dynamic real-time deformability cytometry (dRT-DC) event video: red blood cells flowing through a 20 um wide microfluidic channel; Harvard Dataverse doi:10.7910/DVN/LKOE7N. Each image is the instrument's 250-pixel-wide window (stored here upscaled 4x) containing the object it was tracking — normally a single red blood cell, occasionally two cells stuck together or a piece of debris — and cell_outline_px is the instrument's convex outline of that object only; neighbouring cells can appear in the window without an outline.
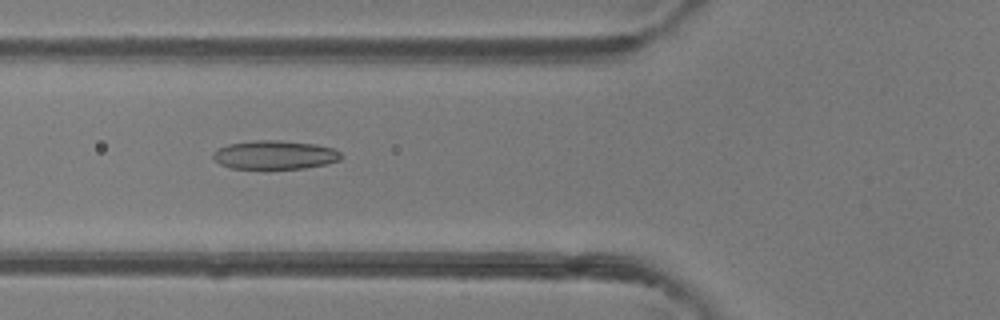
{"species": "common noctule bat (a hibernating species)", "species_latin": "Nyctalus noctula", "temperature_condition": "room temperature", "stored_images_in_passage": 48, "camera_frame_rate_fps": 3000, "um_per_image_px": 0.085, "animal": {"sex": "female"}, "frame": {"image": 1, "passage_image": 18, "time_ms": 5.667, "image_size_px": [1000, 320], "cell_outline_px": [[344, 156], [340, 160], [324, 164], [304, 168], [232, 168], [220, 164], [212, 156], [212, 152], [216, 148], [228, 144], [252, 140], [280, 140], [316, 144], [332, 148], [340, 152]], "centroid_in_image_um": [23.34, 13.15], "position_along_channel_um": 102.5, "area_um2": 21.44}}
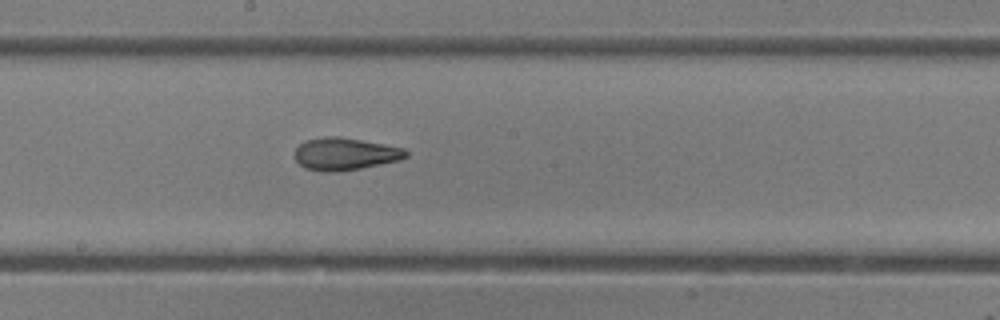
{"frame": {"image": 2, "passage_image": 26, "time_ms": 8.333, "image_size_px": [1000, 320], "cell_outline_px": [[408, 156], [400, 160], [360, 168], [332, 172], [324, 172], [304, 168], [292, 156], [296, 148], [304, 140], [328, 136], [340, 136], [384, 144], [404, 148], [408, 152]], "centroid_in_image_um": [29.29, 13.08], "position_along_channel_um": 218.9, "area_um2": 21.1}}
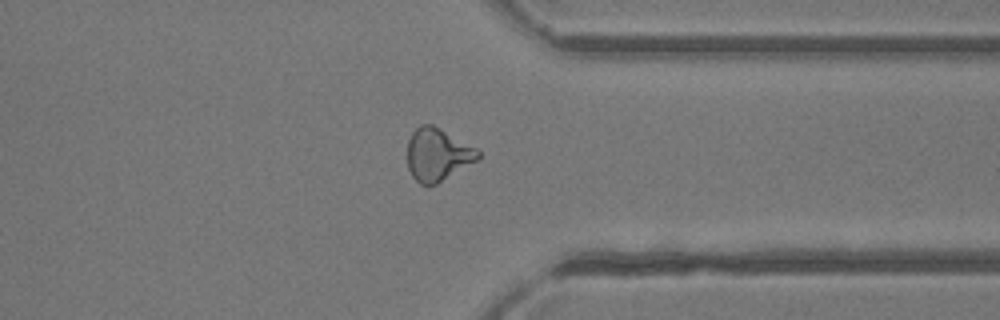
{"frame": {"image": 3, "passage_image": 37, "time_ms": 12.0, "image_size_px": [1000, 320], "cell_outline_px": [[480, 160], [436, 184], [420, 184], [412, 176], [408, 168], [408, 140], [412, 132], [420, 124], [432, 124], [440, 128], [476, 148], [480, 152]], "centroid_in_image_um": [37.21, 13.14], "position_along_channel_um": 374.2, "area_um2": 21.73}, "authors_computed_cell_mechanics": {"area_um2": 21.7617, "velocity_mm_per_s": 4.335, "shape_relaxation_time_tau1_ms": null, "shape_relaxation_time_tau2_ms": 1.8831, "deformation_change_tau1": null, "deformation_change_tau2": 0.0982}}